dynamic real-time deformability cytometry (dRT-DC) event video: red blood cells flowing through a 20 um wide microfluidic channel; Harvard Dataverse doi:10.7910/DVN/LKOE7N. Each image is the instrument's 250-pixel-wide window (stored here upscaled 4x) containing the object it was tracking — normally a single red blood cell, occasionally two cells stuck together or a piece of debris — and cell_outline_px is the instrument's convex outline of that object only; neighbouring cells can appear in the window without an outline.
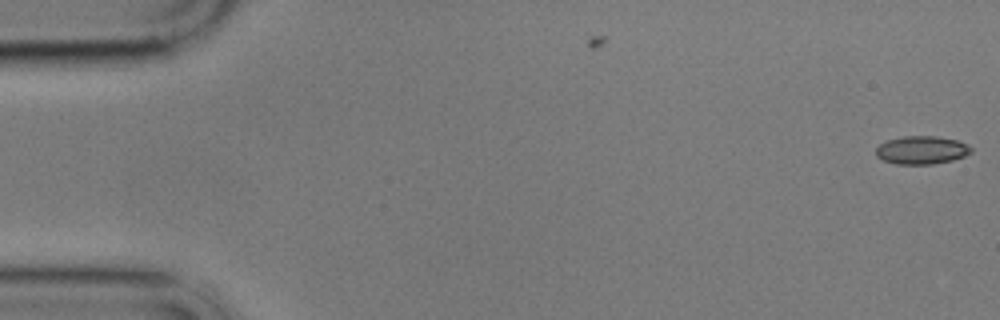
{"species": "common noctule bat (a hibernating species)", "species_latin": "Nyctalus noctula", "temperature_condition": "cold", "stored_images_in_passage": 3, "camera_frame_rate_fps": 3000, "um_per_image_px": 0.085, "animal": {"sex": "male", "body_mass_g": 17.9}, "frame": {"image": 1, "passage_image": 3, "time_ms": 0.667, "image_size_px": [1000, 320], "cell_outline_px": [[972, 152], [964, 156], [952, 160], [932, 164], [896, 164], [884, 160], [876, 156], [876, 148], [880, 144], [888, 140], [904, 136], [936, 136], [956, 140], [968, 144], [972, 148]], "centroid_in_image_um": [78.35, 12.75], "position_along_channel_um": 6.6, "area_um2": 15.55}}